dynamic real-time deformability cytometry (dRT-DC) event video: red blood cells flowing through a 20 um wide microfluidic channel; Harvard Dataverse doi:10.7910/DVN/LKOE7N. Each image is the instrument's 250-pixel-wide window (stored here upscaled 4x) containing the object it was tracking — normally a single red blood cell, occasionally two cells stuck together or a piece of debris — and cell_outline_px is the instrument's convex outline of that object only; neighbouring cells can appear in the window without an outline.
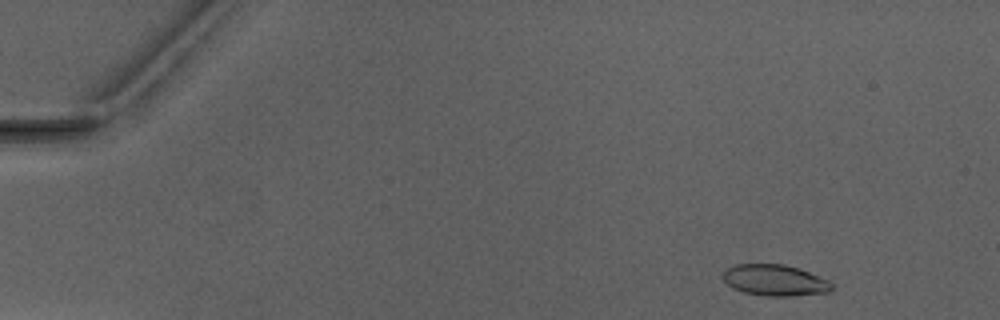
{"species": "Egyptian fruit bat (a non-hibernating species)", "species_latin": "Rousettus aegyptiacus", "temperature_condition": "warm", "stored_images_in_passage": 5, "camera_frame_rate_fps": 3000, "um_per_image_px": 0.085, "animal": {"sex": "male"}, "frame": {"image": 1, "passage_image": 1, "time_ms": 0.0, "image_size_px": [1000, 320], "cell_outline_px": [[832, 288], [828, 292], [792, 296], [764, 296], [744, 292], [732, 288], [724, 280], [724, 272], [728, 268], [736, 264], [784, 264], [800, 268], [820, 276], [828, 280], [832, 284]], "centroid_in_image_um": [65.88, 23.82], "position_along_channel_um": 19.1, "area_um2": 19.77}}